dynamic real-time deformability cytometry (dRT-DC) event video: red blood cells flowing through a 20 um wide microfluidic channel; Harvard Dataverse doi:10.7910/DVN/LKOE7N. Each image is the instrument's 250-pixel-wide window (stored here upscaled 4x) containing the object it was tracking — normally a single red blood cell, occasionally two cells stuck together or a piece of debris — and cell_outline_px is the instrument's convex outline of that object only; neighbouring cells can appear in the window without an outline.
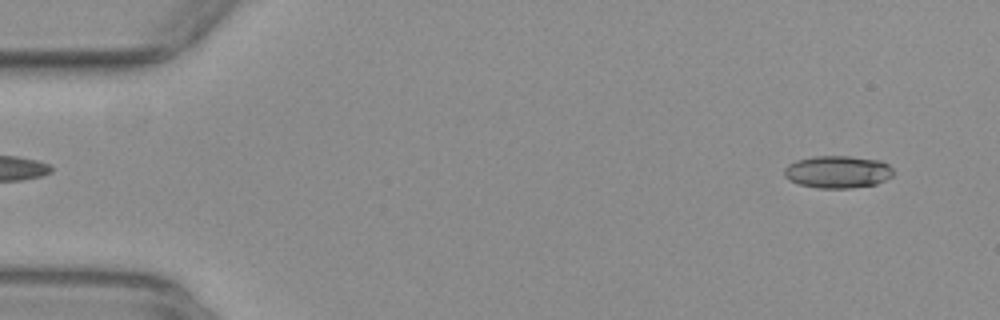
{"species": "common noctule bat (a hibernating species)", "species_latin": "Nyctalus noctula", "temperature_condition": "warm", "stored_images_in_passage": 19, "camera_frame_rate_fps": 3000, "um_per_image_px": 0.085, "animal": {"sex": "female", "body_mass_g": 29.2, "forearm_length_mm": 56.3}, "frame": {"image": 1, "passage_image": 3, "time_ms": 0.667, "image_size_px": [1000, 320], "cell_outline_px": [[892, 176], [876, 184], [852, 188], [820, 188], [800, 184], [784, 176], [784, 168], [788, 164], [796, 160], [816, 156], [848, 156], [880, 160], [888, 164], [892, 168]], "centroid_in_image_um": [71.21, 14.6], "position_along_channel_um": 13.8, "area_um2": 20.46}}
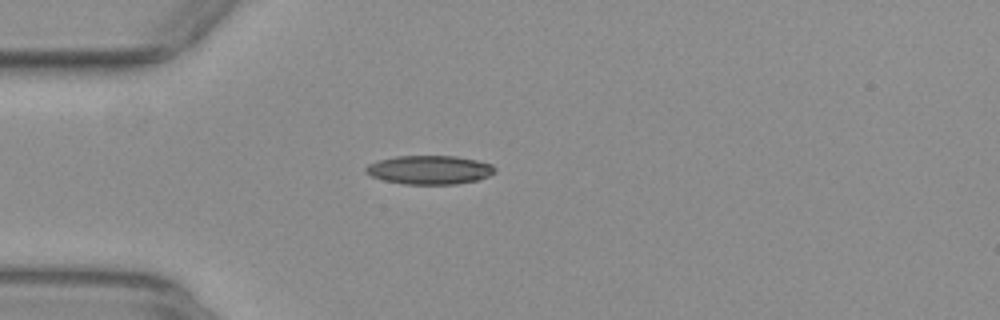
{"frame": {"image": 2, "passage_image": 14, "time_ms": 4.333, "image_size_px": [1000, 320], "cell_outline_px": [[496, 172], [488, 176], [476, 180], [456, 184], [404, 184], [384, 180], [372, 176], [364, 172], [364, 168], [368, 164], [380, 160], [396, 156], [456, 156], [476, 160], [492, 164], [496, 168]], "centroid_in_image_um": [36.51, 14.43], "position_along_channel_um": 48.5, "area_um2": 21.62}}
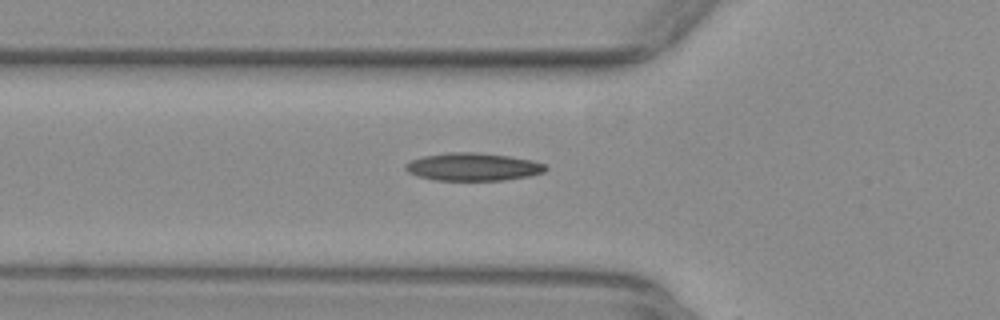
{"frame": {"image": 3, "passage_image": 18, "time_ms": 5.667, "image_size_px": [1000, 320], "cell_outline_px": [[548, 168], [544, 172], [528, 176], [504, 180], [436, 180], [416, 176], [408, 172], [404, 168], [404, 164], [412, 160], [424, 156], [448, 152], [476, 152], [508, 156], [532, 160], [544, 164]], "centroid_in_image_um": [40.18, 14.18], "position_along_channel_um": 85.6, "area_um2": 22.66}}